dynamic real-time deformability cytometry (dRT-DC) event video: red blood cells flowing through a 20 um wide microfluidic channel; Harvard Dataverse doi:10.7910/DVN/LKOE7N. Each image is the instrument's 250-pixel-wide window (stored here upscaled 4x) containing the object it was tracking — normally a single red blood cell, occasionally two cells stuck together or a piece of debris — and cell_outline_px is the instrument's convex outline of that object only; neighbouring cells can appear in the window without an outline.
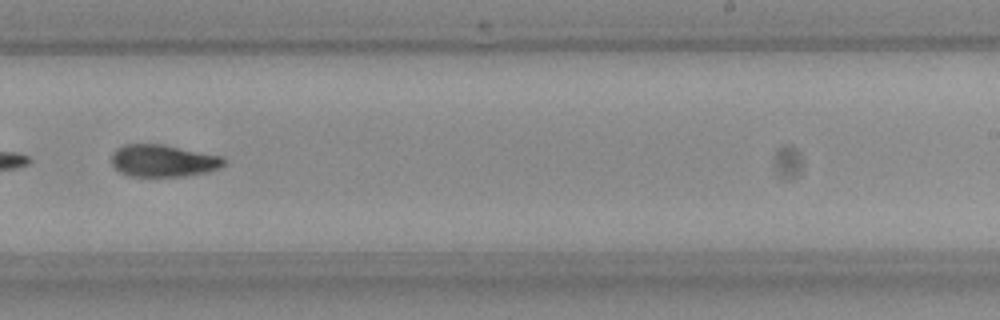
{"species": "Egyptian fruit bat (a non-hibernating species)", "species_latin": "Rousettus aegyptiacus", "temperature_condition": "room temperature", "stored_images_in_passage": 49, "camera_frame_rate_fps": 3000, "um_per_image_px": 0.085, "frame": {"image": 1, "passage_image": 29, "time_ms": 9.333, "image_size_px": [1000, 320], "cell_outline_px": [[224, 164], [220, 168], [208, 172], [184, 176], [132, 176], [120, 172], [112, 164], [112, 152], [116, 148], [124, 144], [164, 144], [224, 156]], "centroid_in_image_um": [13.89, 13.65], "position_along_channel_um": 275.1, "area_um2": 21.21}}
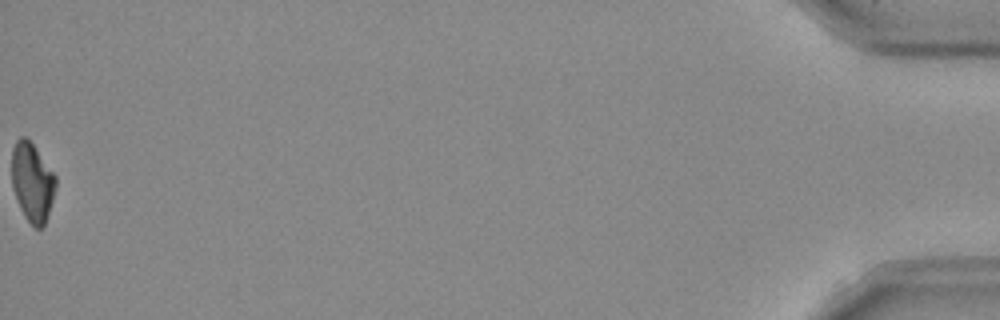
{"frame": {"image": 2, "passage_image": 49, "time_ms": 16.0, "image_size_px": [1000, 320], "cell_outline_px": [[56, 188], [44, 224], [40, 228], [36, 228], [24, 216], [20, 208], [12, 184], [12, 148], [16, 140], [20, 136], [24, 136], [32, 144], [56, 176]], "centroid_in_image_um": [2.73, 15.46], "position_along_channel_um": 432.5, "area_um2": 19.77}, "authors_computed_cell_mechanics": {"area_um2": 21.5016, "velocity_mm_per_s": 3.9578, "shape_relaxation_time_tau1_ms": 4.3023, "shape_relaxation_time_tau2_ms": 8.7691, "deformation_change_tau1": 0.1411, "deformation_change_tau2": 0.1379}}